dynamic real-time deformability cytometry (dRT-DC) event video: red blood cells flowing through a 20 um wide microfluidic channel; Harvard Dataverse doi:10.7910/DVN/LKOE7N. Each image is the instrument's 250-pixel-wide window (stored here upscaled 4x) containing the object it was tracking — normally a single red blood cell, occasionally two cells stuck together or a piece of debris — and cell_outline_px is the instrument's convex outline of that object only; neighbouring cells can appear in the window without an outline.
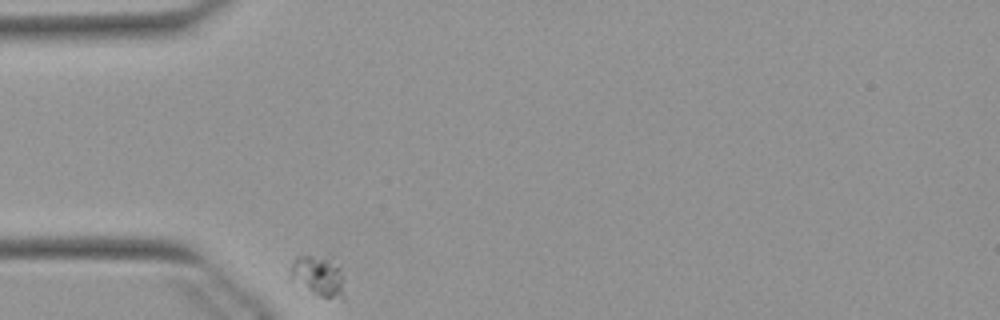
{"species": "Egyptian fruit bat (a non-hibernating species)", "species_latin": "Rousettus aegyptiacus", "temperature_condition": "warm", "stored_images_in_passage": 34, "camera_frame_rate_fps": 3000, "um_per_image_px": 0.085, "animal": {"sex": "female"}, "frame": {"image": 1, "passage_image": 1, "time_ms": 0.0, "image_size_px": [1000, 320], "cell_outline_px": [[344, 300], [320, 296], [288, 280], [288, 272], [292, 260], [296, 256], [308, 256], [328, 260], [340, 264], [344, 276]], "centroid_in_image_um": [27.03, 23.49], "position_along_channel_um": 58.0, "area_um2": 13.12}}
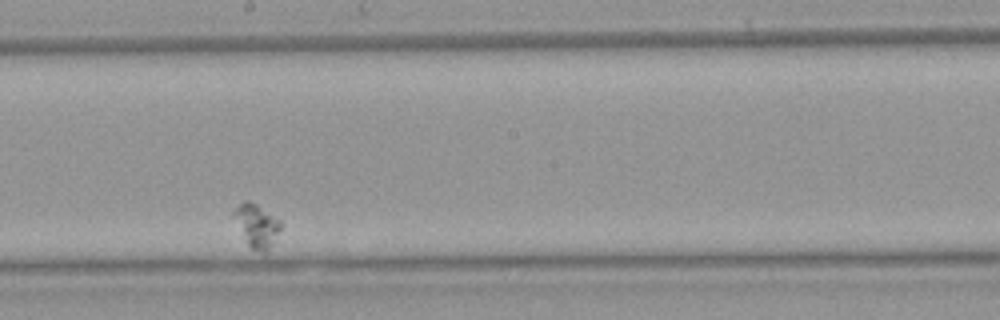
{"frame": {"image": 2, "passage_image": 20, "time_ms": 6.333, "image_size_px": [1000, 320], "cell_outline_px": [[284, 224], [268, 248], [264, 252], [252, 248], [248, 244], [232, 216], [232, 212], [244, 200], [248, 200], [256, 204], [280, 220]], "centroid_in_image_um": [21.82, 19.13], "position_along_channel_um": 226.4, "area_um2": 11.39}}
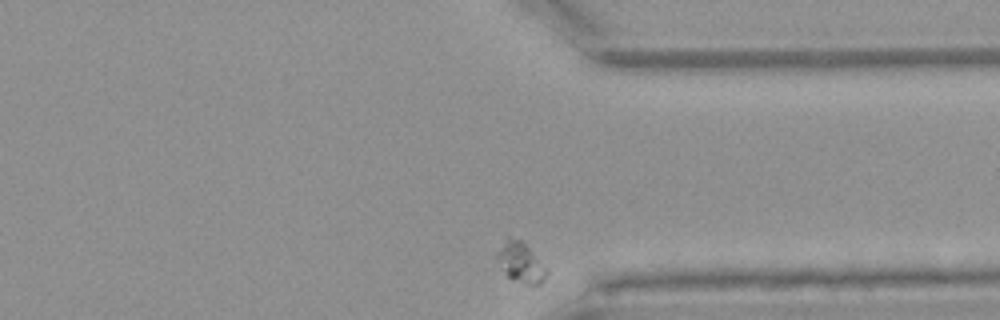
{"frame": {"image": 3, "passage_image": 34, "time_ms": 11.0, "image_size_px": [1000, 320], "cell_outline_px": [[548, 272], [544, 280], [540, 284], [532, 288], [508, 276], [500, 268], [496, 256], [496, 252], [504, 236], [508, 236], [524, 240], [548, 268]], "centroid_in_image_um": [44.27, 22.27], "position_along_channel_um": 367.1, "area_um2": 12.37}}